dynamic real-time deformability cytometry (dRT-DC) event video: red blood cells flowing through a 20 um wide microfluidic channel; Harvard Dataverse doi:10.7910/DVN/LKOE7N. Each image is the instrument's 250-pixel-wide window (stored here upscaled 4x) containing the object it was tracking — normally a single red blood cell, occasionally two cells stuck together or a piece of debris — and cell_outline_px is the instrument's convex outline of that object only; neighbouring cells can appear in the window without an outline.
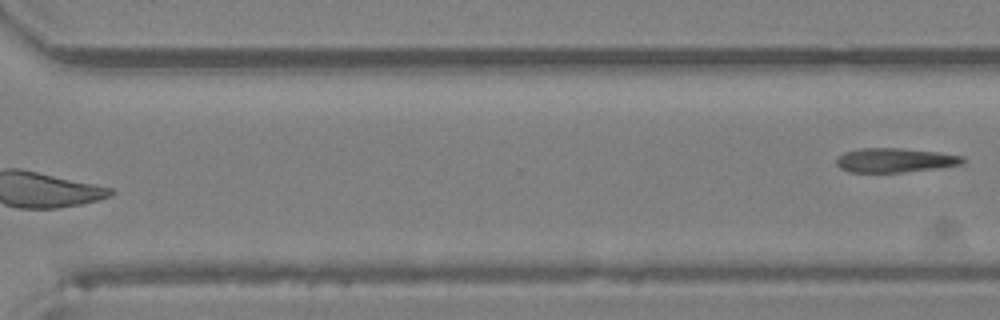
{"species": "Egyptian fruit bat (a non-hibernating species)", "species_latin": "Rousettus aegyptiacus", "temperature_condition": "room temperature", "stored_images_in_passage": 21, "segment_of_instrument_passage": [2, 2], "camera_frame_rate_fps": 3000, "um_per_image_px": 0.085, "animal": {"sex": "female"}, "frame": {"image": 1, "passage_image": 21, "time_ms": 6.667, "image_size_px": [1000, 320], "cell_outline_px": [[968, 160], [964, 164], [936, 168], [900, 172], [848, 172], [840, 168], [836, 164], [836, 160], [844, 152], [860, 148], [900, 148], [940, 152], [964, 156]], "centroid_in_image_um": [76.12, 13.61], "position_along_channel_um": 294.5, "area_um2": 17.98}}